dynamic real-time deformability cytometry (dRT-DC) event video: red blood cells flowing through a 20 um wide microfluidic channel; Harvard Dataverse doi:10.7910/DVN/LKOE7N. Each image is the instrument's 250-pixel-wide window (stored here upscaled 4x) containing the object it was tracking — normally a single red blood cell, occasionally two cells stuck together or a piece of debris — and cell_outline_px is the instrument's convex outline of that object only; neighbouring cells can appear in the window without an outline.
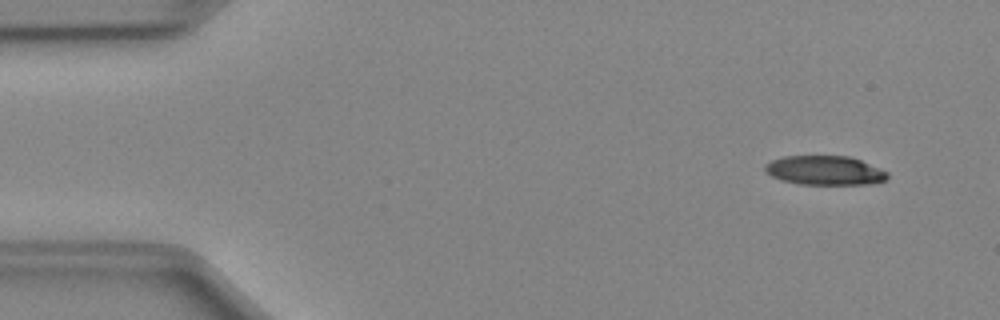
{"species": "Egyptian fruit bat (a non-hibernating species)", "species_latin": "Rousettus aegyptiacus", "temperature_condition": "cold", "stored_images_in_passage": 11, "camera_frame_rate_fps": 3000, "um_per_image_px": 0.085, "animal": {"sex": "female"}, "frame": {"image": 1, "passage_image": 4, "time_ms": 1.0, "image_size_px": [1000, 320], "cell_outline_px": [[888, 176], [884, 180], [868, 184], [800, 184], [780, 180], [764, 172], [764, 164], [772, 160], [784, 156], [848, 156], [860, 160], [880, 168], [888, 172]], "centroid_in_image_um": [70.06, 14.48], "position_along_channel_um": 14.9, "area_um2": 20.81}}